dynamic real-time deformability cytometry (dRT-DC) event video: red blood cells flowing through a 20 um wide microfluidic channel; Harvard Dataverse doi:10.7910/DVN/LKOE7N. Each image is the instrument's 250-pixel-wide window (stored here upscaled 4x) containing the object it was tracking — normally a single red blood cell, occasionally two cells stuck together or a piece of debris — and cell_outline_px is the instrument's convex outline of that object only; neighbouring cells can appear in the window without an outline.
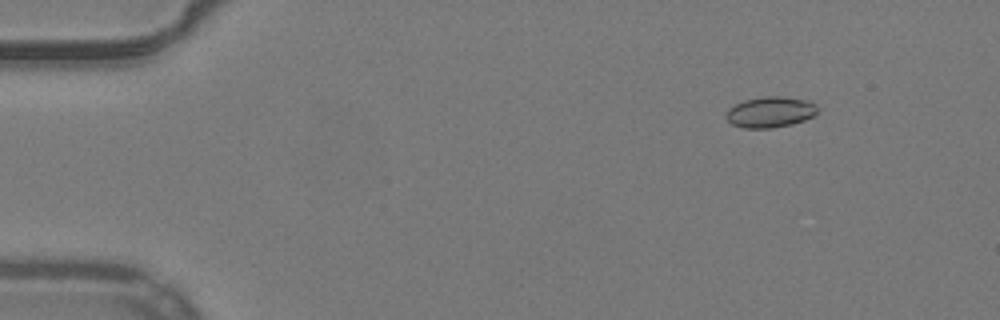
{"species": "common noctule bat (a hibernating species)", "species_latin": "Nyctalus noctula", "temperature_condition": "warm", "stored_images_in_passage": 28, "camera_frame_rate_fps": 3000, "um_per_image_px": 0.085, "animal": {"sex": "male", "body_mass_g": 19.2, "forearm_length_mm": 51.8}, "frame": {"image": 1, "passage_image": 3, "time_ms": 0.667, "image_size_px": [1000, 320], "cell_outline_px": [[816, 112], [812, 116], [804, 120], [792, 124], [772, 128], [744, 128], [732, 124], [724, 116], [728, 108], [744, 100], [768, 96], [780, 96], [804, 100], [816, 104]], "centroid_in_image_um": [65.43, 9.53], "position_along_channel_um": 19.6, "area_um2": 16.24}}
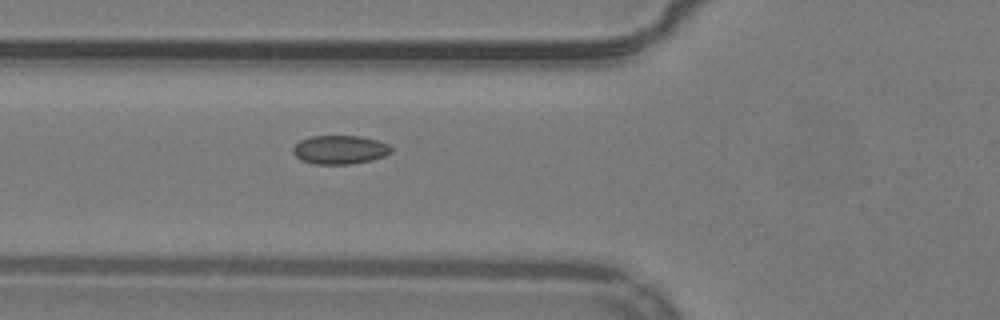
{"frame": {"image": 2, "passage_image": 17, "time_ms": 5.333, "image_size_px": [1000, 320], "cell_outline_px": [[392, 152], [384, 156], [352, 164], [312, 164], [300, 160], [292, 152], [292, 148], [300, 140], [312, 136], [360, 136], [376, 140], [388, 144], [392, 148]], "centroid_in_image_um": [28.86, 12.73], "position_along_channel_um": 96.9, "area_um2": 16.42}}
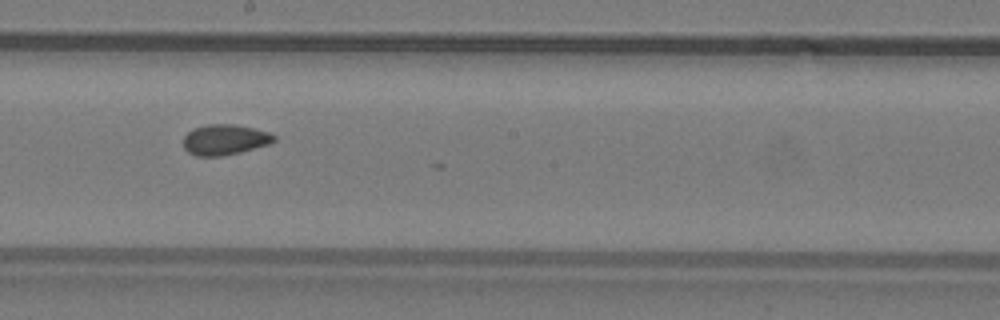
{"frame": {"image": 3, "passage_image": 27, "time_ms": 8.667, "image_size_px": [1000, 320], "cell_outline_px": [[276, 140], [268, 144], [240, 152], [220, 156], [196, 156], [188, 152], [184, 148], [184, 136], [192, 128], [208, 124], [232, 124], [252, 128], [268, 132], [276, 136]], "centroid_in_image_um": [19.08, 11.87], "position_along_channel_um": 229.1, "area_um2": 16.01}}